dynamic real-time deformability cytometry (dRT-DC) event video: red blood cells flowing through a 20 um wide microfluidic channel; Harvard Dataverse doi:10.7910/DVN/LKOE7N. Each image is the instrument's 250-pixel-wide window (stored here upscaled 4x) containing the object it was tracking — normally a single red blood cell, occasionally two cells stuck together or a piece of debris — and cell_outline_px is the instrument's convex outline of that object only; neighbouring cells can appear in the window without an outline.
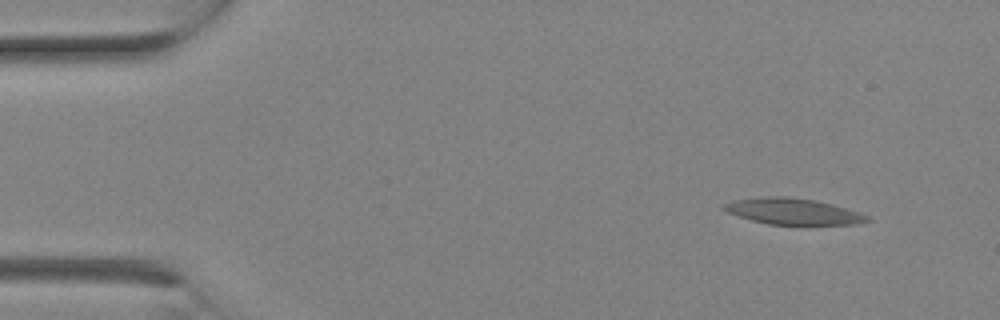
{"species": "Egyptian fruit bat (a non-hibernating species)", "species_latin": "Rousettus aegyptiacus", "temperature_condition": "room temperature", "stored_images_in_passage": 2, "camera_frame_rate_fps": 3000, "um_per_image_px": 0.085, "animal": {"sex": "female"}, "frame": {"image": 1, "passage_image": 1, "time_ms": 0.0, "image_size_px": [1000, 320], "cell_outline_px": [[872, 220], [852, 224], [768, 224], [752, 220], [728, 212], [720, 208], [720, 204], [732, 200], [764, 196], [788, 196], [812, 200], [832, 204], [860, 212], [868, 216]], "centroid_in_image_um": [67.35, 17.95], "position_along_channel_um": 17.7, "area_um2": 21.73}}